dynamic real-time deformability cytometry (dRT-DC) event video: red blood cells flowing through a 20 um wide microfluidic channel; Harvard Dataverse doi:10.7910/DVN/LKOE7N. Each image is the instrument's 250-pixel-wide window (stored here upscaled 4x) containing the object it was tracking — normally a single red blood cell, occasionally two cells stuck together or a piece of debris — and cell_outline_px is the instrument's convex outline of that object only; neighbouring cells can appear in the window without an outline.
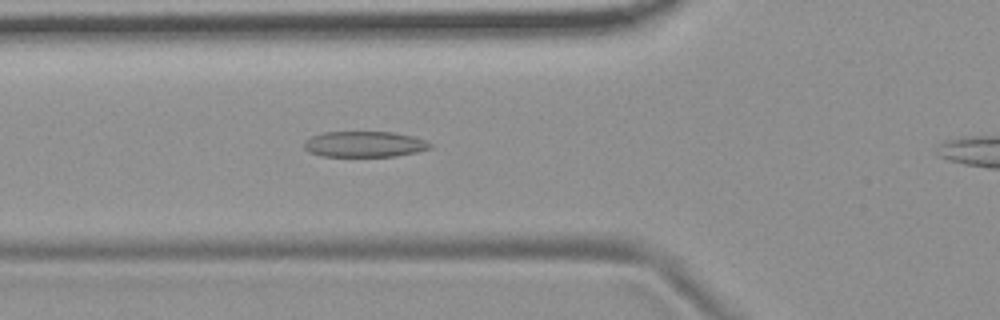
{"species": "common noctule bat (a hibernating species)", "species_latin": "Nyctalus noctula", "temperature_condition": "room temperature", "stored_images_in_passage": 41, "camera_frame_rate_fps": 3000, "um_per_image_px": 0.085, "animal": {"sex": "female", "body_mass_g": 19.9}, "frame": {"image": 1, "passage_image": 13, "time_ms": 4.0, "image_size_px": [1000, 320], "cell_outline_px": [[432, 148], [416, 152], [396, 156], [320, 156], [308, 152], [304, 148], [304, 140], [312, 136], [324, 132], [392, 132], [412, 136], [428, 140], [432, 144]], "centroid_in_image_um": [30.98, 12.26], "position_along_channel_um": 94.8, "area_um2": 19.07}}
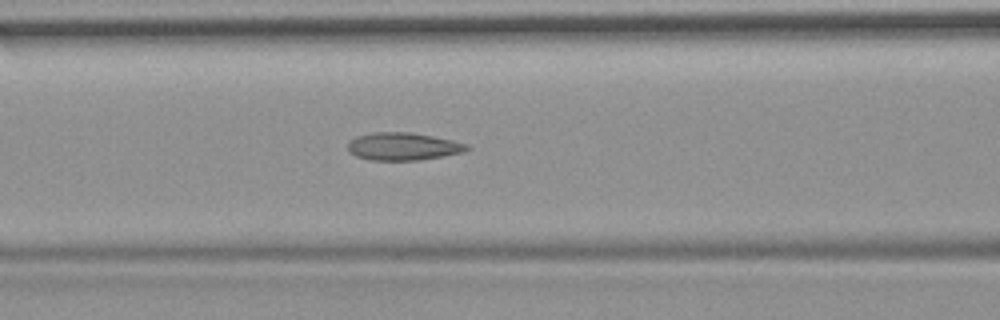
{"frame": {"image": 2, "passage_image": 16, "time_ms": 5.0, "image_size_px": [1000, 320], "cell_outline_px": [[472, 148], [464, 152], [420, 160], [368, 160], [356, 156], [348, 152], [348, 140], [356, 136], [372, 132], [412, 132], [452, 140], [468, 144]], "centroid_in_image_um": [34.24, 12.44], "position_along_channel_um": 132.4, "area_um2": 19.42}}
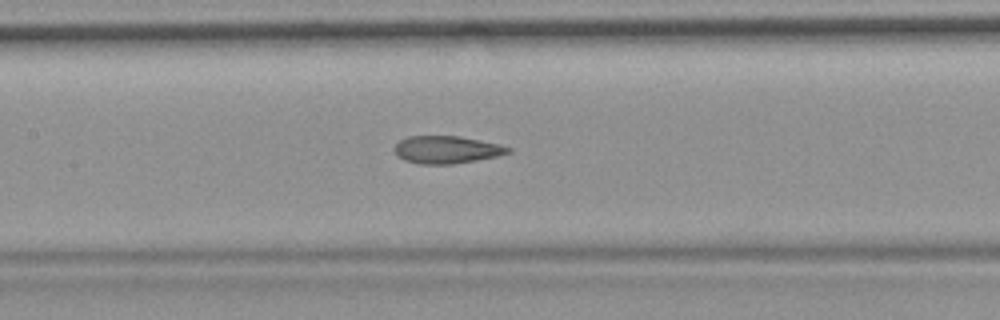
{"frame": {"image": 3, "passage_image": 19, "time_ms": 6.0, "image_size_px": [1000, 320], "cell_outline_px": [[512, 152], [496, 156], [476, 160], [452, 164], [420, 164], [404, 160], [396, 156], [392, 148], [400, 140], [408, 136], [460, 136], [500, 144], [512, 148]], "centroid_in_image_um": [37.94, 12.72], "position_along_channel_um": 169.5, "area_um2": 18.38}}